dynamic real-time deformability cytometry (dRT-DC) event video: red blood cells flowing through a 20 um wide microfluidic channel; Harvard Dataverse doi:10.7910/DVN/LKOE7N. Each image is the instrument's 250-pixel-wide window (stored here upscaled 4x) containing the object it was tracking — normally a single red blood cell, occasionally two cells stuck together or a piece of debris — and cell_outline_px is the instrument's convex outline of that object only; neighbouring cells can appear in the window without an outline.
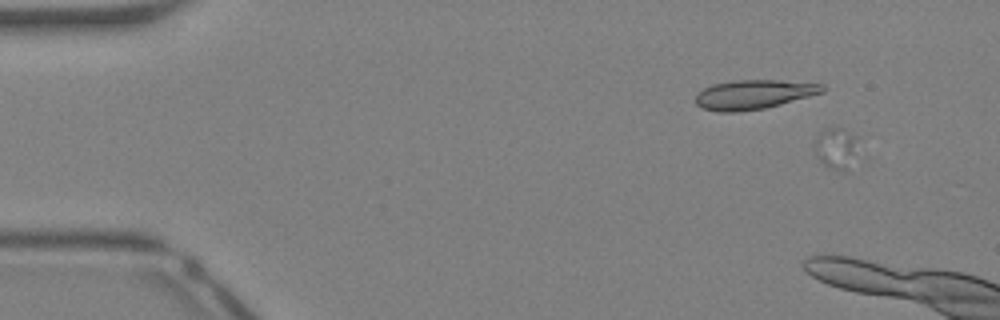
{"species": "Egyptian fruit bat (a non-hibernating species)", "species_latin": "Rousettus aegyptiacus", "temperature_condition": "warm", "stored_images_in_passage": 8, "camera_frame_rate_fps": 3000, "um_per_image_px": 0.085, "animal": {"sex": "female"}, "frame": {"image": 1, "passage_image": 4, "time_ms": 1.0, "image_size_px": [1000, 320], "cell_outline_px": [[868, 156], [844, 172], [828, 168], [820, 160], [816, 148], [816, 140], [828, 128], [844, 128], [852, 136]], "centroid_in_image_um": [71.32, 12.72], "position_along_channel_um": 13.7, "area_um2": 11.1}}